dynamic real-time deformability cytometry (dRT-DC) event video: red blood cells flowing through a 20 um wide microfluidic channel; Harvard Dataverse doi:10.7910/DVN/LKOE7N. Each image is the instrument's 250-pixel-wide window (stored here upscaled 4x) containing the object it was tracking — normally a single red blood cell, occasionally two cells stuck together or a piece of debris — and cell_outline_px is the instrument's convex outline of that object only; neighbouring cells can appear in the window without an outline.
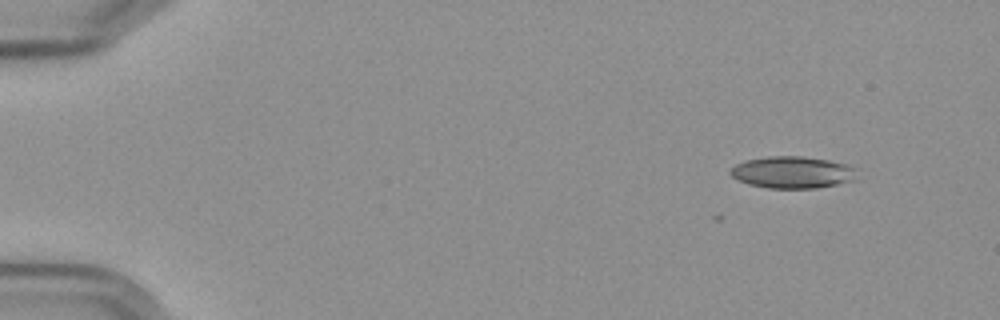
{"species": "Egyptian fruit bat (a non-hibernating species)", "species_latin": "Rousettus aegyptiacus", "temperature_condition": "cold", "stored_images_in_passage": 2, "camera_frame_rate_fps": 3000, "um_per_image_px": 0.085, "frame": {"image": 1, "passage_image": 2, "time_ms": 1.333, "image_size_px": [1000, 320], "cell_outline_px": [[856, 180], [816, 188], [768, 188], [748, 184], [732, 176], [728, 172], [736, 164], [748, 160], [768, 156], [804, 156], [828, 160], [848, 164], [856, 168]], "centroid_in_image_um": [67.39, 14.64], "position_along_channel_um": 17.6, "area_um2": 23.52}}